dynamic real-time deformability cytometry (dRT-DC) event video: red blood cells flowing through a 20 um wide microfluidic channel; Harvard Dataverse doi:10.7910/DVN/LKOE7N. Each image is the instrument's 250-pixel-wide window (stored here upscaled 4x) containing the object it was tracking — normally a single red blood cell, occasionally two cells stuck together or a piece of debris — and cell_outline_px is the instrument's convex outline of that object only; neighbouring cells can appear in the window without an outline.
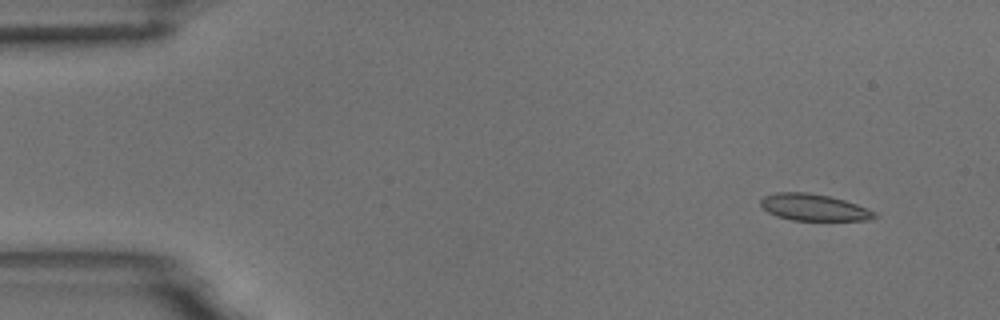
{"species": "common noctule bat (a hibernating species)", "species_latin": "Nyctalus noctula", "temperature_condition": "room temperature", "stored_images_in_passage": 5, "camera_frame_rate_fps": 3000, "um_per_image_px": 0.085, "animal": {"sex": "male", "body_mass_g": 18.8}, "frame": {"image": 1, "passage_image": 2, "time_ms": 1.333, "image_size_px": [1000, 320], "cell_outline_px": [[876, 216], [868, 220], [792, 220], [776, 216], [768, 212], [760, 204], [760, 200], [764, 196], [776, 192], [808, 192], [828, 196], [844, 200], [856, 204], [876, 212]], "centroid_in_image_um": [69.14, 17.62], "position_along_channel_um": 15.9, "area_um2": 17.57}}
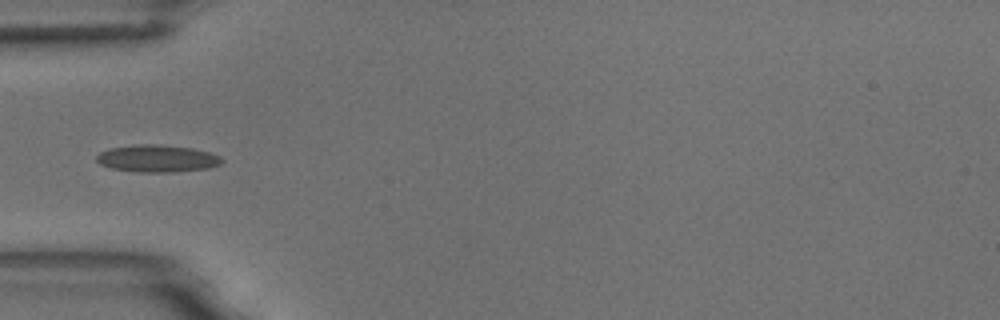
{"frame": {"image": 2, "passage_image": 5, "time_ms": 5.667, "image_size_px": [1000, 320], "cell_outline_px": [[224, 160], [220, 164], [208, 168], [176, 172], [140, 172], [112, 168], [100, 164], [96, 160], [96, 156], [100, 152], [112, 148], [140, 144], [160, 144], [192, 148], [208, 152], [220, 156]], "centroid_in_image_um": [13.38, 13.47], "position_along_channel_um": 71.6, "area_um2": 19.77}}